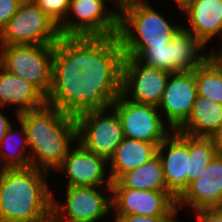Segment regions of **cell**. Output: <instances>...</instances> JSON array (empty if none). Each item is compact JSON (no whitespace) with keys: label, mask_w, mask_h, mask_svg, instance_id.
I'll return each mask as SVG.
<instances>
[{"label":"cell","mask_w":222,"mask_h":222,"mask_svg":"<svg viewBox=\"0 0 222 222\" xmlns=\"http://www.w3.org/2000/svg\"><path fill=\"white\" fill-rule=\"evenodd\" d=\"M46 97L27 80L11 74L0 66V106L15 108V115L41 108Z\"/></svg>","instance_id":"cell-19"},{"label":"cell","mask_w":222,"mask_h":222,"mask_svg":"<svg viewBox=\"0 0 222 222\" xmlns=\"http://www.w3.org/2000/svg\"><path fill=\"white\" fill-rule=\"evenodd\" d=\"M176 206L199 209L222 208V156L215 155L198 179L176 199Z\"/></svg>","instance_id":"cell-17"},{"label":"cell","mask_w":222,"mask_h":222,"mask_svg":"<svg viewBox=\"0 0 222 222\" xmlns=\"http://www.w3.org/2000/svg\"><path fill=\"white\" fill-rule=\"evenodd\" d=\"M210 51V58L219 66V68L222 70V46L219 50V48H214V50Z\"/></svg>","instance_id":"cell-32"},{"label":"cell","mask_w":222,"mask_h":222,"mask_svg":"<svg viewBox=\"0 0 222 222\" xmlns=\"http://www.w3.org/2000/svg\"><path fill=\"white\" fill-rule=\"evenodd\" d=\"M105 2L107 1H111L113 4H115V7H114V11L120 15L121 11H122V8L124 7L125 5V1L124 0H103Z\"/></svg>","instance_id":"cell-33"},{"label":"cell","mask_w":222,"mask_h":222,"mask_svg":"<svg viewBox=\"0 0 222 222\" xmlns=\"http://www.w3.org/2000/svg\"><path fill=\"white\" fill-rule=\"evenodd\" d=\"M58 25L32 0H24L0 32V45H54Z\"/></svg>","instance_id":"cell-8"},{"label":"cell","mask_w":222,"mask_h":222,"mask_svg":"<svg viewBox=\"0 0 222 222\" xmlns=\"http://www.w3.org/2000/svg\"><path fill=\"white\" fill-rule=\"evenodd\" d=\"M170 72L139 63L133 57L122 62L121 94L128 100L158 107Z\"/></svg>","instance_id":"cell-12"},{"label":"cell","mask_w":222,"mask_h":222,"mask_svg":"<svg viewBox=\"0 0 222 222\" xmlns=\"http://www.w3.org/2000/svg\"><path fill=\"white\" fill-rule=\"evenodd\" d=\"M197 97L195 69L171 73L158 109L164 122L178 130L191 115ZM165 115V116H164Z\"/></svg>","instance_id":"cell-14"},{"label":"cell","mask_w":222,"mask_h":222,"mask_svg":"<svg viewBox=\"0 0 222 222\" xmlns=\"http://www.w3.org/2000/svg\"><path fill=\"white\" fill-rule=\"evenodd\" d=\"M176 2L178 9H183L187 4H189L192 0H173Z\"/></svg>","instance_id":"cell-34"},{"label":"cell","mask_w":222,"mask_h":222,"mask_svg":"<svg viewBox=\"0 0 222 222\" xmlns=\"http://www.w3.org/2000/svg\"><path fill=\"white\" fill-rule=\"evenodd\" d=\"M195 78L197 95L222 105V70L210 57L195 68Z\"/></svg>","instance_id":"cell-24"},{"label":"cell","mask_w":222,"mask_h":222,"mask_svg":"<svg viewBox=\"0 0 222 222\" xmlns=\"http://www.w3.org/2000/svg\"><path fill=\"white\" fill-rule=\"evenodd\" d=\"M17 123L20 125V129L19 127L14 129L15 127L12 125L0 142V169L31 167L26 129L18 120ZM18 134H20L19 138L16 137Z\"/></svg>","instance_id":"cell-23"},{"label":"cell","mask_w":222,"mask_h":222,"mask_svg":"<svg viewBox=\"0 0 222 222\" xmlns=\"http://www.w3.org/2000/svg\"><path fill=\"white\" fill-rule=\"evenodd\" d=\"M215 155L216 151L211 137L189 135L190 178L188 185L200 177Z\"/></svg>","instance_id":"cell-25"},{"label":"cell","mask_w":222,"mask_h":222,"mask_svg":"<svg viewBox=\"0 0 222 222\" xmlns=\"http://www.w3.org/2000/svg\"><path fill=\"white\" fill-rule=\"evenodd\" d=\"M76 122L77 141L107 161L125 138L120 119L111 107L82 113L76 117Z\"/></svg>","instance_id":"cell-10"},{"label":"cell","mask_w":222,"mask_h":222,"mask_svg":"<svg viewBox=\"0 0 222 222\" xmlns=\"http://www.w3.org/2000/svg\"><path fill=\"white\" fill-rule=\"evenodd\" d=\"M124 54L116 36H61L46 103L73 117L106 110L121 94Z\"/></svg>","instance_id":"cell-1"},{"label":"cell","mask_w":222,"mask_h":222,"mask_svg":"<svg viewBox=\"0 0 222 222\" xmlns=\"http://www.w3.org/2000/svg\"><path fill=\"white\" fill-rule=\"evenodd\" d=\"M157 148L156 144L148 141L124 138L108 161L111 182L150 161L157 155Z\"/></svg>","instance_id":"cell-20"},{"label":"cell","mask_w":222,"mask_h":222,"mask_svg":"<svg viewBox=\"0 0 222 222\" xmlns=\"http://www.w3.org/2000/svg\"><path fill=\"white\" fill-rule=\"evenodd\" d=\"M58 26L65 19L71 0H32Z\"/></svg>","instance_id":"cell-26"},{"label":"cell","mask_w":222,"mask_h":222,"mask_svg":"<svg viewBox=\"0 0 222 222\" xmlns=\"http://www.w3.org/2000/svg\"><path fill=\"white\" fill-rule=\"evenodd\" d=\"M108 5L103 0H71L66 17L58 26L60 35H118L119 15L114 11V5L111 9Z\"/></svg>","instance_id":"cell-9"},{"label":"cell","mask_w":222,"mask_h":222,"mask_svg":"<svg viewBox=\"0 0 222 222\" xmlns=\"http://www.w3.org/2000/svg\"><path fill=\"white\" fill-rule=\"evenodd\" d=\"M194 213L198 222H222V208L199 209Z\"/></svg>","instance_id":"cell-29"},{"label":"cell","mask_w":222,"mask_h":222,"mask_svg":"<svg viewBox=\"0 0 222 222\" xmlns=\"http://www.w3.org/2000/svg\"><path fill=\"white\" fill-rule=\"evenodd\" d=\"M205 47L193 34L181 28L166 45L122 47V50L124 57H133L141 64L175 73L191 71L203 64L210 57V51Z\"/></svg>","instance_id":"cell-5"},{"label":"cell","mask_w":222,"mask_h":222,"mask_svg":"<svg viewBox=\"0 0 222 222\" xmlns=\"http://www.w3.org/2000/svg\"><path fill=\"white\" fill-rule=\"evenodd\" d=\"M111 108L120 119L125 138L148 141L159 146L173 131L164 122L156 106L135 103L120 94Z\"/></svg>","instance_id":"cell-11"},{"label":"cell","mask_w":222,"mask_h":222,"mask_svg":"<svg viewBox=\"0 0 222 222\" xmlns=\"http://www.w3.org/2000/svg\"><path fill=\"white\" fill-rule=\"evenodd\" d=\"M54 45H0V66L47 97L52 84Z\"/></svg>","instance_id":"cell-6"},{"label":"cell","mask_w":222,"mask_h":222,"mask_svg":"<svg viewBox=\"0 0 222 222\" xmlns=\"http://www.w3.org/2000/svg\"><path fill=\"white\" fill-rule=\"evenodd\" d=\"M48 174L34 167L0 169V222H51Z\"/></svg>","instance_id":"cell-3"},{"label":"cell","mask_w":222,"mask_h":222,"mask_svg":"<svg viewBox=\"0 0 222 222\" xmlns=\"http://www.w3.org/2000/svg\"><path fill=\"white\" fill-rule=\"evenodd\" d=\"M170 191L112 188V215L177 216Z\"/></svg>","instance_id":"cell-13"},{"label":"cell","mask_w":222,"mask_h":222,"mask_svg":"<svg viewBox=\"0 0 222 222\" xmlns=\"http://www.w3.org/2000/svg\"><path fill=\"white\" fill-rule=\"evenodd\" d=\"M24 0H0V32L16 14Z\"/></svg>","instance_id":"cell-28"},{"label":"cell","mask_w":222,"mask_h":222,"mask_svg":"<svg viewBox=\"0 0 222 222\" xmlns=\"http://www.w3.org/2000/svg\"><path fill=\"white\" fill-rule=\"evenodd\" d=\"M221 128L222 105L197 95L191 115L178 131L194 137H212Z\"/></svg>","instance_id":"cell-21"},{"label":"cell","mask_w":222,"mask_h":222,"mask_svg":"<svg viewBox=\"0 0 222 222\" xmlns=\"http://www.w3.org/2000/svg\"><path fill=\"white\" fill-rule=\"evenodd\" d=\"M1 109L3 111L5 108L0 106V142L6 135L8 129L13 125L11 119L9 120L10 117L6 116L5 113H2Z\"/></svg>","instance_id":"cell-30"},{"label":"cell","mask_w":222,"mask_h":222,"mask_svg":"<svg viewBox=\"0 0 222 222\" xmlns=\"http://www.w3.org/2000/svg\"><path fill=\"white\" fill-rule=\"evenodd\" d=\"M216 155L222 156V128L211 137Z\"/></svg>","instance_id":"cell-31"},{"label":"cell","mask_w":222,"mask_h":222,"mask_svg":"<svg viewBox=\"0 0 222 222\" xmlns=\"http://www.w3.org/2000/svg\"><path fill=\"white\" fill-rule=\"evenodd\" d=\"M167 189L178 198L190 178L189 135L172 131L158 146Z\"/></svg>","instance_id":"cell-16"},{"label":"cell","mask_w":222,"mask_h":222,"mask_svg":"<svg viewBox=\"0 0 222 222\" xmlns=\"http://www.w3.org/2000/svg\"><path fill=\"white\" fill-rule=\"evenodd\" d=\"M182 28L173 25L147 0L125 3L119 15L118 37L121 47L166 45Z\"/></svg>","instance_id":"cell-4"},{"label":"cell","mask_w":222,"mask_h":222,"mask_svg":"<svg viewBox=\"0 0 222 222\" xmlns=\"http://www.w3.org/2000/svg\"><path fill=\"white\" fill-rule=\"evenodd\" d=\"M112 188L135 190L169 191L164 179L162 163L158 155L140 167L122 174Z\"/></svg>","instance_id":"cell-22"},{"label":"cell","mask_w":222,"mask_h":222,"mask_svg":"<svg viewBox=\"0 0 222 222\" xmlns=\"http://www.w3.org/2000/svg\"><path fill=\"white\" fill-rule=\"evenodd\" d=\"M125 3L131 2V1H140V0H124Z\"/></svg>","instance_id":"cell-35"},{"label":"cell","mask_w":222,"mask_h":222,"mask_svg":"<svg viewBox=\"0 0 222 222\" xmlns=\"http://www.w3.org/2000/svg\"><path fill=\"white\" fill-rule=\"evenodd\" d=\"M113 222H179L178 216L115 215Z\"/></svg>","instance_id":"cell-27"},{"label":"cell","mask_w":222,"mask_h":222,"mask_svg":"<svg viewBox=\"0 0 222 222\" xmlns=\"http://www.w3.org/2000/svg\"><path fill=\"white\" fill-rule=\"evenodd\" d=\"M65 188V204L58 202L54 196L56 193H52L51 222H98L111 215L112 187ZM102 188L110 196H105Z\"/></svg>","instance_id":"cell-7"},{"label":"cell","mask_w":222,"mask_h":222,"mask_svg":"<svg viewBox=\"0 0 222 222\" xmlns=\"http://www.w3.org/2000/svg\"><path fill=\"white\" fill-rule=\"evenodd\" d=\"M108 166L104 157L86 150L77 141L55 172L64 173L66 187H111Z\"/></svg>","instance_id":"cell-15"},{"label":"cell","mask_w":222,"mask_h":222,"mask_svg":"<svg viewBox=\"0 0 222 222\" xmlns=\"http://www.w3.org/2000/svg\"><path fill=\"white\" fill-rule=\"evenodd\" d=\"M182 12L190 24L188 27L182 25V28L205 46H209L216 36L222 40V0H192Z\"/></svg>","instance_id":"cell-18"},{"label":"cell","mask_w":222,"mask_h":222,"mask_svg":"<svg viewBox=\"0 0 222 222\" xmlns=\"http://www.w3.org/2000/svg\"><path fill=\"white\" fill-rule=\"evenodd\" d=\"M17 120L26 129L31 167L56 171L77 142L76 118L46 103L17 115Z\"/></svg>","instance_id":"cell-2"}]
</instances>
